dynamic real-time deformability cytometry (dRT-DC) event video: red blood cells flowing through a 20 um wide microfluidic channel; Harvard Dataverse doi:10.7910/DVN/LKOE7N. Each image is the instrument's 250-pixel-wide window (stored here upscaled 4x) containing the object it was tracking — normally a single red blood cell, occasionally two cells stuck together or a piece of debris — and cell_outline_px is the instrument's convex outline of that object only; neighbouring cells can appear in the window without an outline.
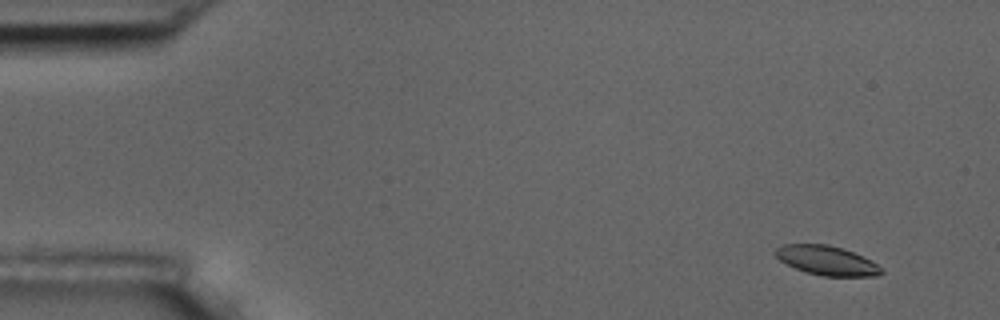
{"species": "common noctule bat (a hibernating species)", "species_latin": "Nyctalus noctula", "temperature_condition": "room temperature", "stored_images_in_passage": 4, "camera_frame_rate_fps": 3000, "um_per_image_px": 0.085, "animal": {"sex": "male", "body_mass_g": 17.5, "forearm_length_mm": 52.3}, "frame": {"image": 1, "passage_image": 1, "time_ms": 0.0, "image_size_px": [1000, 320], "cell_outline_px": [[884, 272], [876, 276], [824, 276], [808, 272], [796, 268], [780, 260], [772, 252], [776, 248], [784, 244], [828, 244], [852, 252], [876, 264]], "centroid_in_image_um": [70.23, 22.13], "position_along_channel_um": 14.8, "area_um2": 17.69}}
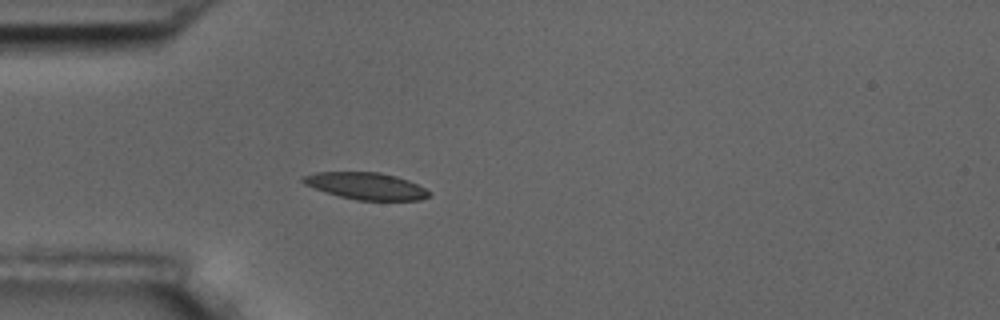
{"frame": {"image": 2, "passage_image": 4, "time_ms": 4.0, "image_size_px": [1000, 320], "cell_outline_px": [[432, 192], [428, 196], [420, 200], [356, 200], [340, 196], [304, 184], [300, 180], [300, 176], [316, 172], [380, 172], [396, 176], [408, 180]], "centroid_in_image_um": [31.1, 15.8], "position_along_channel_um": 53.9, "area_um2": 19.65}}